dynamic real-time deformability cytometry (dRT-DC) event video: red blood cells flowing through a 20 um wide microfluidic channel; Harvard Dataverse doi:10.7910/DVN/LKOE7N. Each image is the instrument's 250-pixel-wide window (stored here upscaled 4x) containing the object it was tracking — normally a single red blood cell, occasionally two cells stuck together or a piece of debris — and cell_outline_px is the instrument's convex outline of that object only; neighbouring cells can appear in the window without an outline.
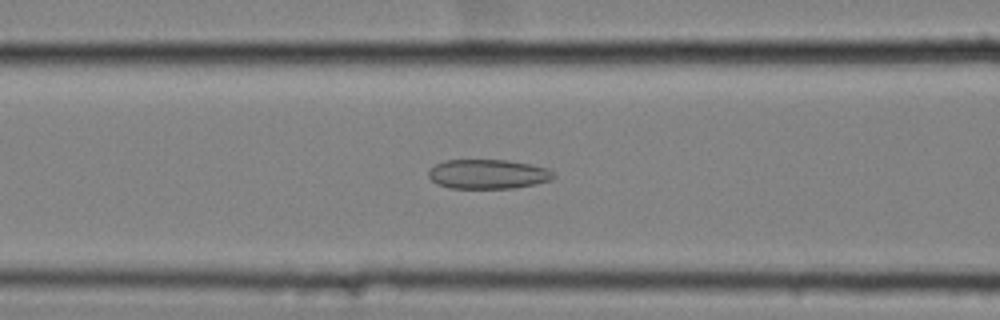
{"species": "common noctule bat (a hibernating species)", "species_latin": "Nyctalus noctula", "temperature_condition": "cold", "stored_images_in_passage": 54, "camera_frame_rate_fps": 3000, "um_per_image_px": 0.085, "animal": {"sex": "female", "body_mass_g": 25.1}, "frame": {"image": 1, "passage_image": 21, "time_ms": 6.667, "image_size_px": [1000, 320], "cell_outline_px": [[556, 176], [552, 180], [536, 184], [512, 188], [448, 188], [436, 184], [428, 176], [428, 172], [436, 164], [448, 160], [508, 160], [548, 168]], "centroid_in_image_um": [41.49, 14.81], "position_along_channel_um": 125.1, "area_um2": 21.44}}
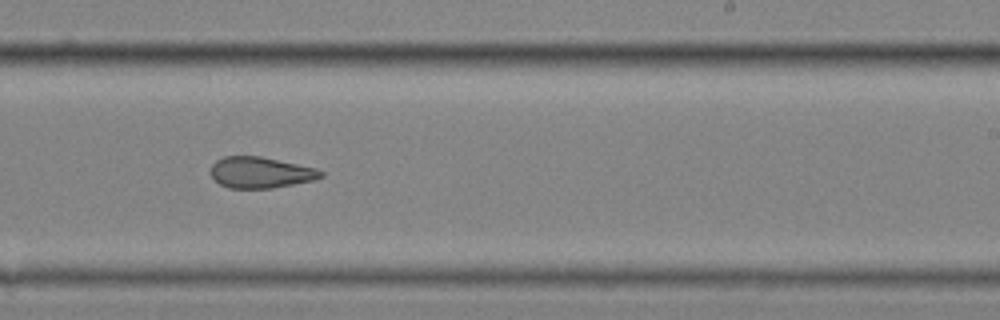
{"frame": {"image": 2, "passage_image": 33, "time_ms": 10.667, "image_size_px": [1000, 320], "cell_outline_px": [[324, 176], [312, 180], [272, 188], [228, 188], [220, 184], [212, 176], [212, 164], [216, 160], [224, 156], [260, 156], [316, 168], [324, 172]], "centroid_in_image_um": [22.14, 14.66], "position_along_channel_um": 266.9, "area_um2": 19.77}}
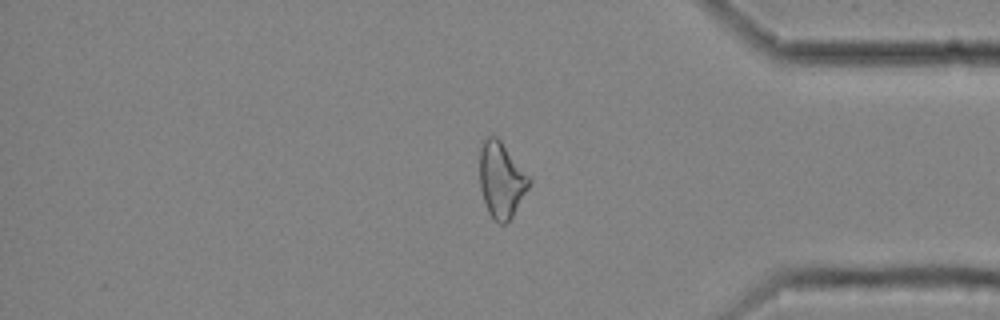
{"frame": {"image": 3, "passage_image": 45, "time_ms": 14.667, "image_size_px": [1000, 320], "cell_outline_px": [[532, 180], [528, 188], [512, 216], [504, 224], [500, 224], [488, 212], [480, 188], [480, 148], [484, 140], [488, 136], [496, 136], [500, 140]], "centroid_in_image_um": [42.6, 15.28], "position_along_channel_um": 392.6, "area_um2": 21.33}, "authors_computed_cell_mechanics": {"area_um2": 22.4553, "velocity_mm_per_s": 3.5495, "shape_relaxation_time_tau1_ms": null, "shape_relaxation_time_tau2_ms": 2.4981, "deformation_change_tau1": null, "deformation_change_tau2": 0.1114}}